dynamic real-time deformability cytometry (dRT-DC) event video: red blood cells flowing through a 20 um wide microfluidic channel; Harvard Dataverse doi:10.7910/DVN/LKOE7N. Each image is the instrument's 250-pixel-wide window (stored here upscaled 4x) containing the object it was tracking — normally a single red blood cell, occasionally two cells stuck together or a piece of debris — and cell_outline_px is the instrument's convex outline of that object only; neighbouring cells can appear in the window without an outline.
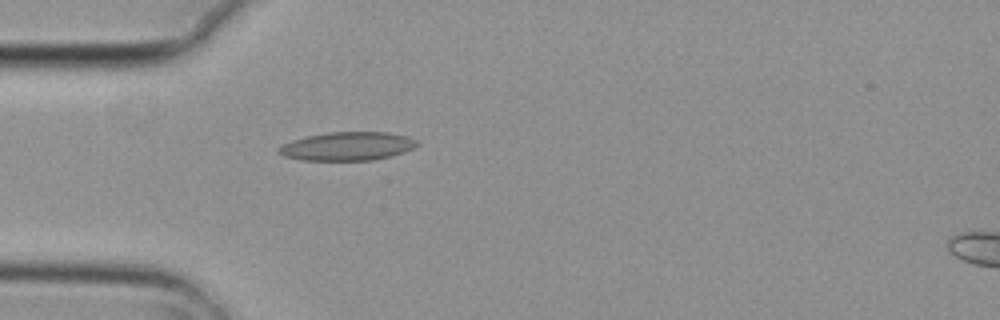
{"species": "common noctule bat (a hibernating species)", "species_latin": "Nyctalus noctula", "temperature_condition": "cold", "stored_images_in_passage": 5, "camera_frame_rate_fps": 3000, "um_per_image_px": 0.085, "animal": {"sex": "female", "body_mass_g": 29.2, "forearm_length_mm": 56.3}, "frame": {"image": 1, "passage_image": 4, "time_ms": 1.0, "image_size_px": [1000, 320], "cell_outline_px": [[420, 144], [404, 152], [392, 156], [372, 160], [300, 160], [284, 156], [276, 152], [276, 148], [292, 140], [304, 136], [328, 132], [388, 132], [408, 136], [420, 140]], "centroid_in_image_um": [29.54, 12.42], "position_along_channel_um": 55.5, "area_um2": 23.29}}